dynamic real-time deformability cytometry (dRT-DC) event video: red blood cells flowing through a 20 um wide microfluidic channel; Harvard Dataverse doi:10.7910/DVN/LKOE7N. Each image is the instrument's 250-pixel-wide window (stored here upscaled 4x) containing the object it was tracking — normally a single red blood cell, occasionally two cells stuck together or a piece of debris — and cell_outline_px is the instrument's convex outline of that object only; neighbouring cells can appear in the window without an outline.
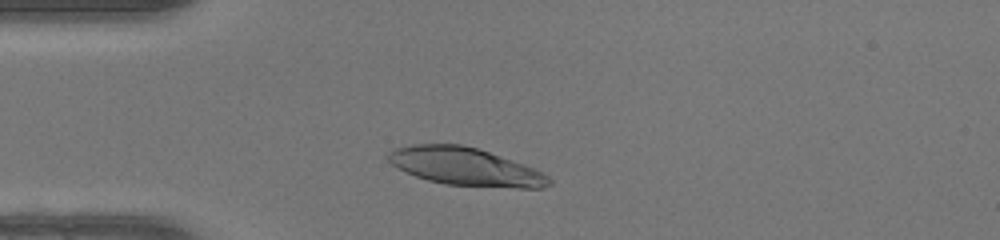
{"species": "human", "species_latin": "Homo sapiens", "temperature_condition": "warm", "stored_images_in_passage": 35, "camera_frame_rate_fps": 3000, "um_per_image_px": 0.085, "donor": {"sex": "female"}, "frame": {"image": 1, "passage_image": 6, "time_ms": 1.667, "image_size_px": [1000, 240], "cell_outline_px": [[552, 184], [544, 188], [520, 188], [444, 184], [428, 180], [416, 176], [396, 168], [384, 156], [392, 148], [412, 144], [460, 144], [476, 148], [524, 164], [548, 176], [552, 180]], "centroid_in_image_um": [39.5, 14.16], "position_along_channel_um": 45.5, "area_um2": 35.43}}
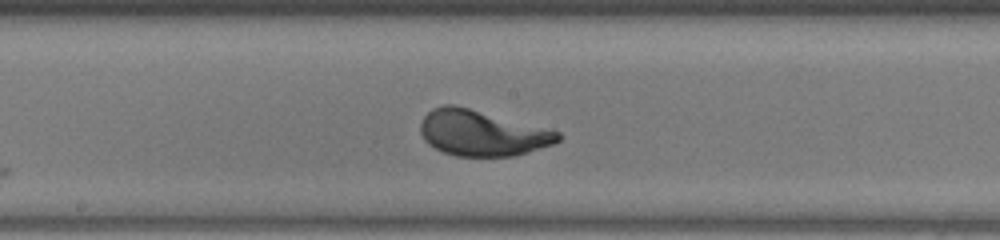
{"frame": {"image": 2, "passage_image": 19, "time_ms": 6.0, "image_size_px": [1000, 240], "cell_outline_px": [[560, 140], [556, 144], [516, 156], [456, 156], [444, 152], [428, 144], [424, 140], [420, 132], [420, 124], [424, 116], [432, 108], [444, 104], [456, 104], [552, 128], [560, 132]], "centroid_in_image_um": [41.03, 11.29], "position_along_channel_um": 207.2, "area_um2": 37.45}}
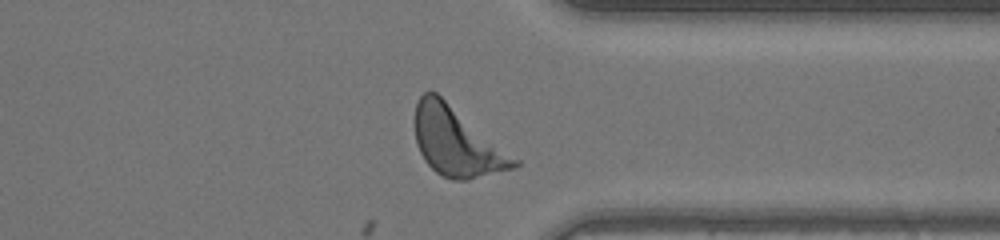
{"frame": {"image": 3, "passage_image": 31, "time_ms": 10.0, "image_size_px": [1000, 240], "cell_outline_px": [[520, 164], [516, 168], [468, 180], [452, 180], [436, 172], [424, 160], [416, 144], [416, 104], [420, 96], [424, 92], [436, 92], [520, 160]], "centroid_in_image_um": [38.85, 12.08], "position_along_channel_um": 372.5, "area_um2": 39.42}, "authors_computed_cell_mechanics": {"area_um2": 36.2984, "velocity_mm_per_s": 4.2084, "shape_relaxation_time_tau1_ms": 1.84, "shape_relaxation_time_tau2_ms": null, "deformation_change_tau1": 0.1653, "deformation_change_tau2": null}}